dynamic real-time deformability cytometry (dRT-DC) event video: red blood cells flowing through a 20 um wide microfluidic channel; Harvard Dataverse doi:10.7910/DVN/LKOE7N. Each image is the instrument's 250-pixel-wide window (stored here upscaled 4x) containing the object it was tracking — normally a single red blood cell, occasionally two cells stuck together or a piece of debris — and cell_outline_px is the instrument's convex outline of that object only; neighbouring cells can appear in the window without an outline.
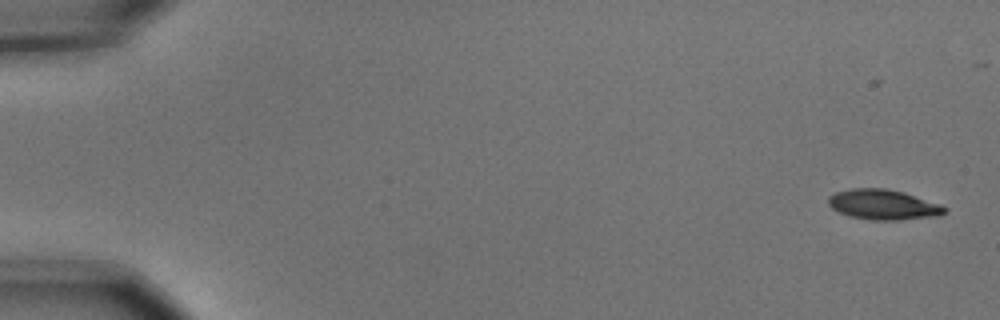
{"species": "common noctule bat (a hibernating species)", "species_latin": "Nyctalus noctula", "temperature_condition": "cold", "stored_images_in_passage": 6, "camera_frame_rate_fps": 3000, "um_per_image_px": 0.085, "animal": {"sex": "male", "body_mass_g": 15.6}, "frame": {"image": 1, "passage_image": 1, "time_ms": 0.0, "image_size_px": [1000, 320], "cell_outline_px": [[948, 212], [940, 216], [896, 220], [872, 220], [852, 216], [840, 212], [832, 208], [828, 204], [828, 196], [836, 192], [848, 188], [884, 188], [904, 192], [940, 204], [948, 208]], "centroid_in_image_um": [75.11, 17.39], "position_along_channel_um": 9.9, "area_um2": 20.52}}
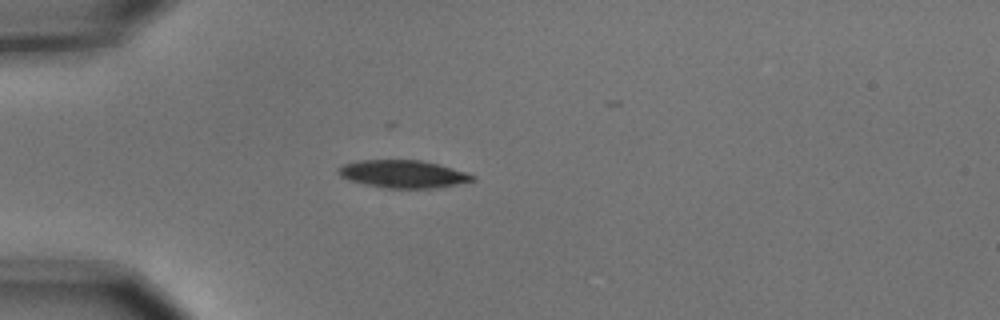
{"frame": {"image": 2, "passage_image": 5, "time_ms": 1.333, "image_size_px": [1000, 320], "cell_outline_px": [[476, 180], [436, 188], [388, 188], [364, 184], [348, 180], [340, 176], [336, 172], [336, 168], [344, 164], [356, 160], [420, 160], [440, 164], [468, 172], [476, 176]], "centroid_in_image_um": [34.26, 14.78], "position_along_channel_um": 50.7, "area_um2": 21.91}}